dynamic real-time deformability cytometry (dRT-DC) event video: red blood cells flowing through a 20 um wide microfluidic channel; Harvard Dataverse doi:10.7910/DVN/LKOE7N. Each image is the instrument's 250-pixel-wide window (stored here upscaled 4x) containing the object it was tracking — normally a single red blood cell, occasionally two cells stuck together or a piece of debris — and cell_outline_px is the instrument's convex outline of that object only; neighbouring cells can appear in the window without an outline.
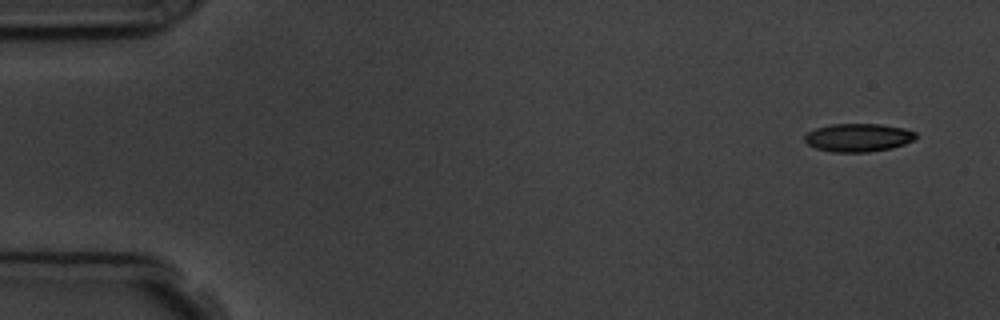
{"species": "common noctule bat (a hibernating species)", "species_latin": "Nyctalus noctula", "temperature_condition": "room temperature", "stored_images_in_passage": 4, "camera_frame_rate_fps": 3000, "um_per_image_px": 0.085, "animal": {"sex": "male", "body_mass_g": 19.5, "forearm_length_mm": 54.6}, "frame": {"image": 1, "passage_image": 1, "time_ms": 0.0, "image_size_px": [1000, 320], "cell_outline_px": [[916, 136], [912, 140], [904, 144], [892, 148], [868, 152], [832, 152], [816, 148], [808, 144], [804, 140], [804, 136], [808, 132], [816, 128], [832, 124], [880, 124], [904, 128], [916, 132]], "centroid_in_image_um": [72.94, 11.69], "position_along_channel_um": 12.1, "area_um2": 18.21}}